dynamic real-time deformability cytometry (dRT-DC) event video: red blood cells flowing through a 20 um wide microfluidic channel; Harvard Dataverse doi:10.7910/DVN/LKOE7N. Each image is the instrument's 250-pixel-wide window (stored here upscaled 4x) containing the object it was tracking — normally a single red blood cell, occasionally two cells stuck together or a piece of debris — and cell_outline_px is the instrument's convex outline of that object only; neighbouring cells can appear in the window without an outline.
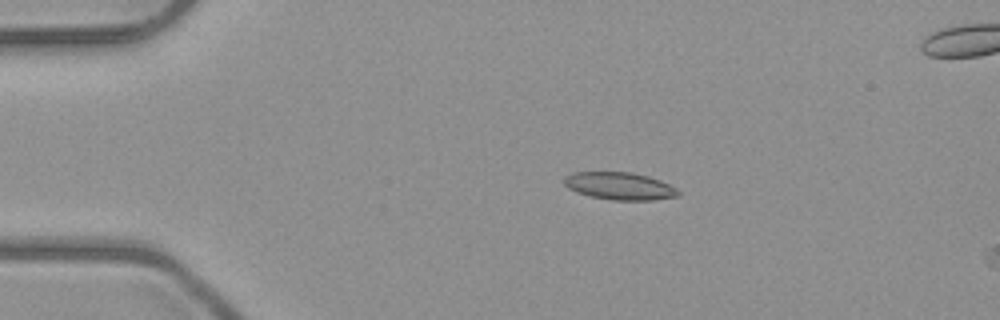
{"species": "common noctule bat (a hibernating species)", "species_latin": "Nyctalus noctula", "temperature_condition": "room temperature", "stored_images_in_passage": 4, "camera_frame_rate_fps": 3000, "um_per_image_px": 0.085, "animal": {"sex": "male", "body_mass_g": 23.1, "forearm_length_mm": 52.7}, "frame": {"image": 1, "passage_image": 3, "time_ms": 2.333, "image_size_px": [1000, 320], "cell_outline_px": [[680, 196], [652, 200], [612, 200], [592, 196], [576, 192], [568, 188], [564, 184], [564, 176], [576, 172], [632, 172], [648, 176], [660, 180], [676, 188], [680, 192]], "centroid_in_image_um": [52.68, 15.81], "position_along_channel_um": 32.3, "area_um2": 18.26}}